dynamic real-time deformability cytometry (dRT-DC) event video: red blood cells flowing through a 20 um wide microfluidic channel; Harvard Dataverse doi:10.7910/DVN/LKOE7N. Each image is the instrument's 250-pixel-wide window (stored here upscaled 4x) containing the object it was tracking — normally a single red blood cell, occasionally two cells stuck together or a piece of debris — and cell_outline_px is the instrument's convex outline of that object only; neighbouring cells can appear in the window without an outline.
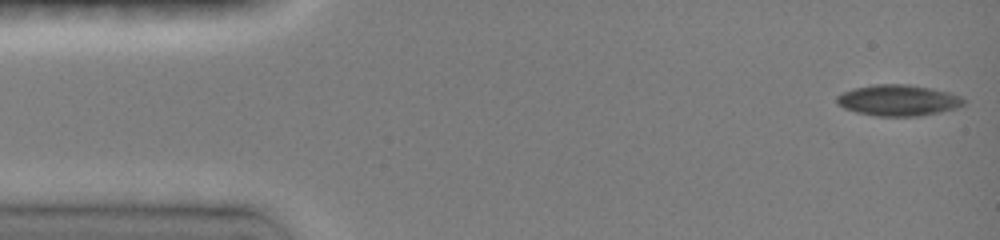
{"species": "common noctule bat (a hibernating species)", "species_latin": "Nyctalus noctula", "temperature_condition": "room temperature", "stored_images_in_passage": 44, "camera_frame_rate_fps": 3000, "um_per_image_px": 0.085, "animal": {"sex": "female", "body_mass_g": 19.0, "forearm_length_mm": 51.5}, "frame": {"image": 1, "passage_image": 1, "time_ms": 0.0, "image_size_px": [1000, 240], "cell_outline_px": [[964, 104], [956, 108], [940, 112], [920, 116], [876, 116], [856, 112], [844, 108], [836, 104], [836, 96], [852, 88], [872, 84], [908, 84], [932, 88], [948, 92], [960, 96], [964, 100]], "centroid_in_image_um": [76.31, 8.52], "position_along_channel_um": 8.7, "area_um2": 23.12}}
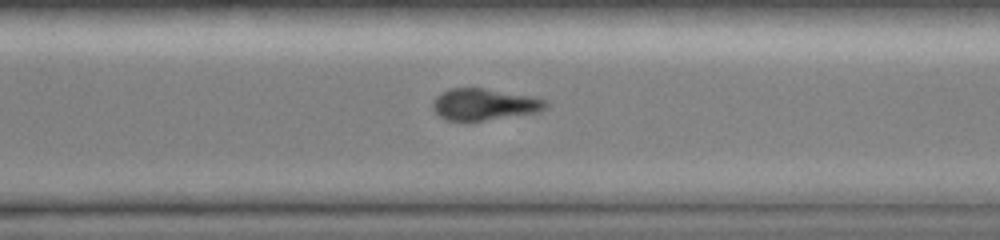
{"frame": {"image": 2, "passage_image": 31, "time_ms": 10.667, "image_size_px": [1000, 240], "cell_outline_px": [[548, 104], [544, 108], [536, 112], [484, 120], [448, 120], [440, 116], [432, 108], [432, 104], [436, 96], [440, 92], [452, 88], [484, 88], [536, 96], [548, 100]], "centroid_in_image_um": [41.17, 8.84], "position_along_channel_um": 329.4, "area_um2": 20.69}}
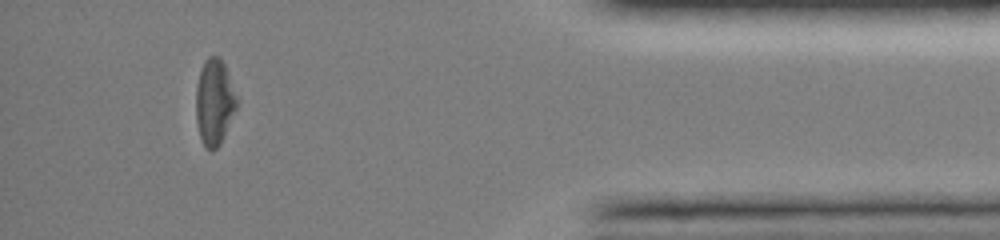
{"frame": {"image": 3, "passage_image": 40, "time_ms": 13.667, "image_size_px": [1000, 240], "cell_outline_px": [[240, 100], [220, 144], [212, 152], [204, 148], [200, 136], [196, 120], [196, 88], [200, 68], [204, 60], [208, 56], [220, 56], [224, 64]], "centroid_in_image_um": [18.23, 8.66], "position_along_channel_um": 417.0, "area_um2": 20.81}, "authors_computed_cell_mechanics": {"area_um2": 22.1374, "velocity_mm_per_s": 4.0811, "shape_relaxation_time_tau1_ms": 2.7083, "shape_relaxation_time_tau2_ms": null, "deformation_change_tau1": 0.143, "deformation_change_tau2": null}}